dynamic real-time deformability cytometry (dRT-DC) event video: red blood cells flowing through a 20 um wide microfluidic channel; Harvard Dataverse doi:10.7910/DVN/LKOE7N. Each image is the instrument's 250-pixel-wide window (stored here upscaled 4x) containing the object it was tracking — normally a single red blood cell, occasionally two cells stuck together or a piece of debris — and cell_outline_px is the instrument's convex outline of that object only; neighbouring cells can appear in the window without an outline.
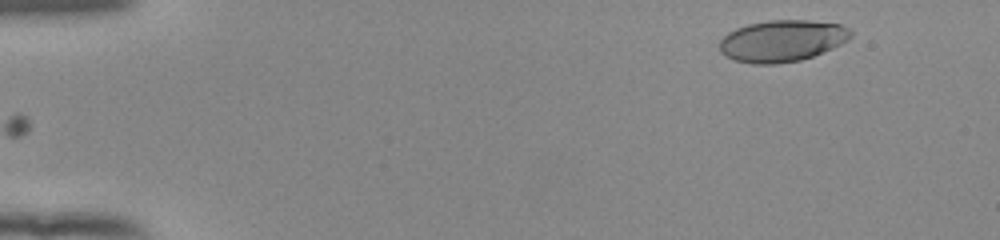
{"species": "human", "species_latin": "Homo sapiens", "temperature_condition": "room temperature", "stored_images_in_passage": 48, "camera_frame_rate_fps": 3000, "um_per_image_px": 0.085, "donor": {"sex": "female"}, "frame": {"image": 1, "passage_image": 1, "time_ms": 0.0, "image_size_px": [1000, 240], "cell_outline_px": [[852, 36], [848, 40], [832, 48], [812, 56], [800, 60], [776, 64], [752, 64], [736, 60], [724, 56], [720, 52], [720, 40], [728, 32], [736, 28], [748, 24], [768, 20], [808, 20], [840, 24], [848, 28], [852, 32]], "centroid_in_image_um": [66.46, 3.47], "position_along_channel_um": 18.5, "area_um2": 31.85}}
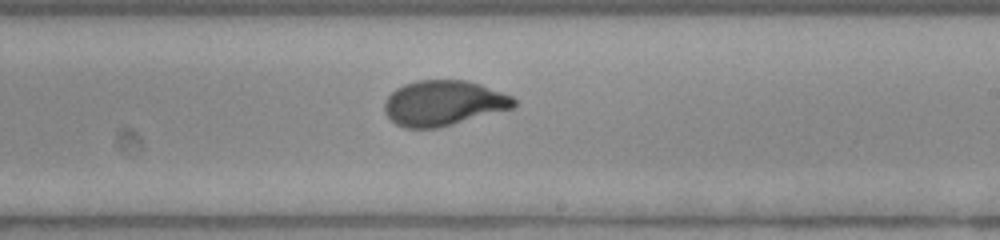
{"frame": {"image": 2, "passage_image": 28, "time_ms": 9.0, "image_size_px": [1000, 240], "cell_outline_px": [[516, 104], [512, 108], [452, 124], [436, 128], [404, 128], [396, 124], [384, 112], [384, 100], [396, 88], [404, 84], [416, 80], [468, 80], [480, 84], [512, 96], [516, 100]], "centroid_in_image_um": [37.66, 8.75], "position_along_channel_um": 251.3, "area_um2": 33.99}}
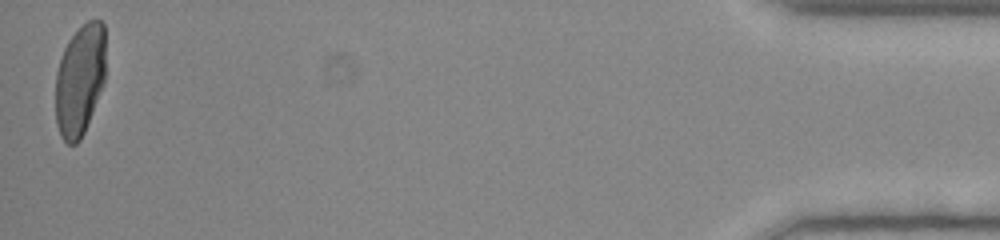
{"frame": {"image": 3, "passage_image": 48, "time_ms": 15.667, "image_size_px": [1000, 240], "cell_outline_px": [[104, 84], [84, 132], [80, 140], [76, 144], [68, 144], [60, 136], [56, 124], [56, 72], [64, 48], [68, 40], [88, 20], [100, 20], [104, 24]], "centroid_in_image_um": [6.78, 6.83], "position_along_channel_um": 428.4, "area_um2": 32.37}, "authors_computed_cell_mechanics": {"area_um2": 33.4951, "velocity_mm_per_s": 3.9161, "shape_relaxation_time_tau1_ms": 3.6593, "shape_relaxation_time_tau2_ms": null, "deformation_change_tau1": 0.1774, "deformation_change_tau2": null}}